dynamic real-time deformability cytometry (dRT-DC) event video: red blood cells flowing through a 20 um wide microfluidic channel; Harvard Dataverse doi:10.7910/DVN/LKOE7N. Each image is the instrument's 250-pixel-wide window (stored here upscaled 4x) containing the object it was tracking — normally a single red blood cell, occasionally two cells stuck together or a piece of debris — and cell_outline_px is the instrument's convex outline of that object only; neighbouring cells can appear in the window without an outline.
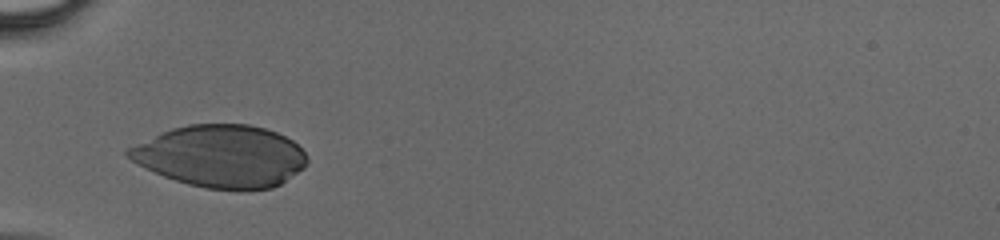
{"species": "human", "species_latin": "Homo sapiens", "temperature_condition": "cold", "stored_images_in_passage": 28, "segment_of_instrument_passage": [1, 2], "camera_frame_rate_fps": 3000, "um_per_image_px": 0.085, "donor": {"sex": "male"}, "frame": {"image": 1, "passage_image": 1, "time_ms": 0.0, "image_size_px": [1000, 240], "cell_outline_px": [[308, 164], [304, 168], [280, 184], [272, 188], [208, 188], [188, 184], [164, 176], [124, 156], [124, 152], [128, 148], [160, 132], [172, 128], [188, 124], [248, 124], [264, 128], [276, 132], [292, 140], [304, 152], [308, 160]], "centroid_in_image_um": [18.78, 13.25], "position_along_channel_um": 66.2, "area_um2": 64.04}}